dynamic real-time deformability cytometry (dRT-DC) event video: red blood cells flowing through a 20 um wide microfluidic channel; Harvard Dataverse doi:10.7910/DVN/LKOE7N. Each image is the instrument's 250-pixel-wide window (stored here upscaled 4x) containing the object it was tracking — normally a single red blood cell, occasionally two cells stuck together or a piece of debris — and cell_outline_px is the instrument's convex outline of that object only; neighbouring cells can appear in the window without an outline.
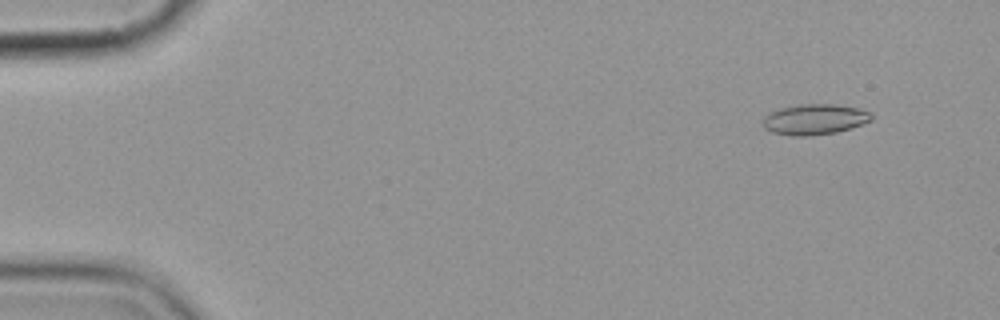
{"species": "common noctule bat (a hibernating species)", "species_latin": "Nyctalus noctula", "temperature_condition": "cold", "stored_images_in_passage": 15, "camera_frame_rate_fps": 3000, "um_per_image_px": 0.085, "animal": {"sex": "female", "body_mass_g": 19.9}, "frame": {"image": 1, "passage_image": 2, "time_ms": 1.0, "image_size_px": [1000, 320], "cell_outline_px": [[872, 120], [836, 132], [808, 136], [792, 136], [772, 132], [764, 128], [764, 116], [768, 112], [780, 108], [800, 104], [836, 104], [860, 108], [872, 112]], "centroid_in_image_um": [69.23, 10.13], "position_along_channel_um": 15.8, "area_um2": 19.36}}
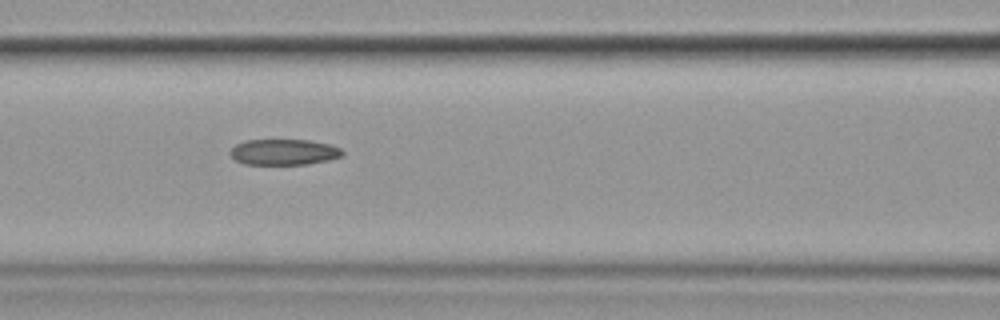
{"frame": {"image": 2, "passage_image": 7, "time_ms": 7.667, "image_size_px": [1000, 320], "cell_outline_px": [[344, 156], [328, 160], [304, 164], [244, 164], [236, 160], [228, 152], [236, 144], [244, 140], [308, 140], [332, 144], [340, 148], [344, 152]], "centroid_in_image_um": [24.15, 12.91], "position_along_channel_um": 142.5, "area_um2": 16.94}}
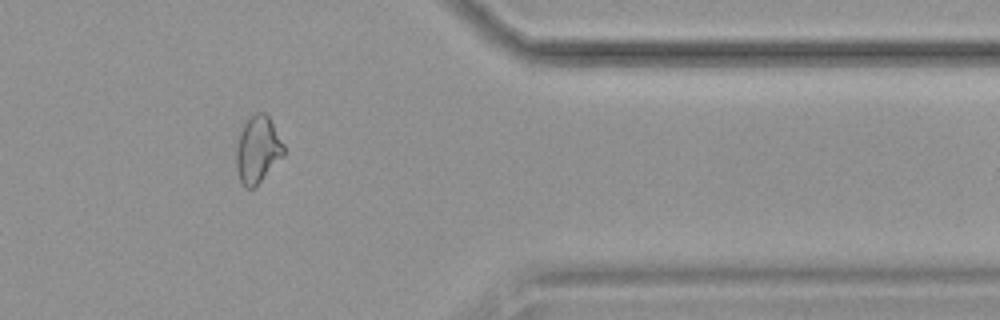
{"frame": {"image": 3, "passage_image": 13, "time_ms": 15.0, "image_size_px": [1000, 320], "cell_outline_px": [[284, 156], [256, 188], [244, 188], [240, 180], [236, 168], [236, 148], [240, 132], [244, 124], [256, 112], [264, 112], [268, 116], [284, 144]], "centroid_in_image_um": [21.91, 12.77], "position_along_channel_um": 389.5, "area_um2": 18.67}, "authors_computed_cell_mechanics": {"area_um2": 18.6694, "velocity_mm_per_s": 3.5911, "shape_relaxation_time_tau1_ms": 8.8085, "shape_relaxation_time_tau2_ms": 2.4125, "deformation_change_tau1": 0.1961, "deformation_change_tau2": 0.0878}}